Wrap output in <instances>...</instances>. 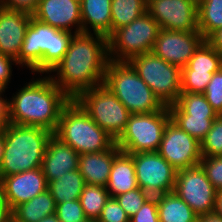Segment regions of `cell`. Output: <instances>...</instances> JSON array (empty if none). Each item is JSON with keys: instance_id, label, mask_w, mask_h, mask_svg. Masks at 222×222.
Listing matches in <instances>:
<instances>
[{"instance_id": "cell-1", "label": "cell", "mask_w": 222, "mask_h": 222, "mask_svg": "<svg viewBox=\"0 0 222 222\" xmlns=\"http://www.w3.org/2000/svg\"><path fill=\"white\" fill-rule=\"evenodd\" d=\"M108 62V37L80 32L73 34L66 54L48 76L74 99L80 92L103 84Z\"/></svg>"}, {"instance_id": "cell-2", "label": "cell", "mask_w": 222, "mask_h": 222, "mask_svg": "<svg viewBox=\"0 0 222 222\" xmlns=\"http://www.w3.org/2000/svg\"><path fill=\"white\" fill-rule=\"evenodd\" d=\"M25 83L9 100V123L41 127L55 133L64 107L71 98L49 76Z\"/></svg>"}, {"instance_id": "cell-3", "label": "cell", "mask_w": 222, "mask_h": 222, "mask_svg": "<svg viewBox=\"0 0 222 222\" xmlns=\"http://www.w3.org/2000/svg\"><path fill=\"white\" fill-rule=\"evenodd\" d=\"M73 34L31 17L22 48L15 60L18 67L25 66L34 75H48L66 54Z\"/></svg>"}, {"instance_id": "cell-4", "label": "cell", "mask_w": 222, "mask_h": 222, "mask_svg": "<svg viewBox=\"0 0 222 222\" xmlns=\"http://www.w3.org/2000/svg\"><path fill=\"white\" fill-rule=\"evenodd\" d=\"M53 133L41 127L8 123L4 132V152L0 179L42 166L48 141Z\"/></svg>"}, {"instance_id": "cell-5", "label": "cell", "mask_w": 222, "mask_h": 222, "mask_svg": "<svg viewBox=\"0 0 222 222\" xmlns=\"http://www.w3.org/2000/svg\"><path fill=\"white\" fill-rule=\"evenodd\" d=\"M54 134L79 154L106 151L116 143L74 99L62 110Z\"/></svg>"}, {"instance_id": "cell-6", "label": "cell", "mask_w": 222, "mask_h": 222, "mask_svg": "<svg viewBox=\"0 0 222 222\" xmlns=\"http://www.w3.org/2000/svg\"><path fill=\"white\" fill-rule=\"evenodd\" d=\"M103 85L113 92L132 114L152 113L164 107L129 62L109 60Z\"/></svg>"}, {"instance_id": "cell-7", "label": "cell", "mask_w": 222, "mask_h": 222, "mask_svg": "<svg viewBox=\"0 0 222 222\" xmlns=\"http://www.w3.org/2000/svg\"><path fill=\"white\" fill-rule=\"evenodd\" d=\"M74 100L115 141L125 131L132 113L105 85L84 90Z\"/></svg>"}, {"instance_id": "cell-8", "label": "cell", "mask_w": 222, "mask_h": 222, "mask_svg": "<svg viewBox=\"0 0 222 222\" xmlns=\"http://www.w3.org/2000/svg\"><path fill=\"white\" fill-rule=\"evenodd\" d=\"M159 30V25L146 11L108 36L109 60L129 62L133 57L151 52Z\"/></svg>"}, {"instance_id": "cell-9", "label": "cell", "mask_w": 222, "mask_h": 222, "mask_svg": "<svg viewBox=\"0 0 222 222\" xmlns=\"http://www.w3.org/2000/svg\"><path fill=\"white\" fill-rule=\"evenodd\" d=\"M170 119L168 106L152 113L131 114L126 129L116 141V145L127 154L156 152Z\"/></svg>"}, {"instance_id": "cell-10", "label": "cell", "mask_w": 222, "mask_h": 222, "mask_svg": "<svg viewBox=\"0 0 222 222\" xmlns=\"http://www.w3.org/2000/svg\"><path fill=\"white\" fill-rule=\"evenodd\" d=\"M129 63L164 106L175 104L181 93V68L152 51L133 57Z\"/></svg>"}, {"instance_id": "cell-11", "label": "cell", "mask_w": 222, "mask_h": 222, "mask_svg": "<svg viewBox=\"0 0 222 222\" xmlns=\"http://www.w3.org/2000/svg\"><path fill=\"white\" fill-rule=\"evenodd\" d=\"M173 191L198 216L214 212L217 190L200 164L177 171Z\"/></svg>"}, {"instance_id": "cell-12", "label": "cell", "mask_w": 222, "mask_h": 222, "mask_svg": "<svg viewBox=\"0 0 222 222\" xmlns=\"http://www.w3.org/2000/svg\"><path fill=\"white\" fill-rule=\"evenodd\" d=\"M130 155L133 158L138 187L151 196L174 190L177 170L157 151Z\"/></svg>"}, {"instance_id": "cell-13", "label": "cell", "mask_w": 222, "mask_h": 222, "mask_svg": "<svg viewBox=\"0 0 222 222\" xmlns=\"http://www.w3.org/2000/svg\"><path fill=\"white\" fill-rule=\"evenodd\" d=\"M157 152L177 171L199 165L202 157L200 142L171 119L165 126Z\"/></svg>"}, {"instance_id": "cell-14", "label": "cell", "mask_w": 222, "mask_h": 222, "mask_svg": "<svg viewBox=\"0 0 222 222\" xmlns=\"http://www.w3.org/2000/svg\"><path fill=\"white\" fill-rule=\"evenodd\" d=\"M147 12L160 29L170 31L198 30V0H151Z\"/></svg>"}, {"instance_id": "cell-15", "label": "cell", "mask_w": 222, "mask_h": 222, "mask_svg": "<svg viewBox=\"0 0 222 222\" xmlns=\"http://www.w3.org/2000/svg\"><path fill=\"white\" fill-rule=\"evenodd\" d=\"M199 31H170L160 29L152 52L164 61L183 68L204 41Z\"/></svg>"}, {"instance_id": "cell-16", "label": "cell", "mask_w": 222, "mask_h": 222, "mask_svg": "<svg viewBox=\"0 0 222 222\" xmlns=\"http://www.w3.org/2000/svg\"><path fill=\"white\" fill-rule=\"evenodd\" d=\"M32 17L60 30L74 34L82 32L81 2L78 0H40Z\"/></svg>"}, {"instance_id": "cell-17", "label": "cell", "mask_w": 222, "mask_h": 222, "mask_svg": "<svg viewBox=\"0 0 222 222\" xmlns=\"http://www.w3.org/2000/svg\"><path fill=\"white\" fill-rule=\"evenodd\" d=\"M0 181L12 209L45 192L48 187L41 167L2 177Z\"/></svg>"}, {"instance_id": "cell-18", "label": "cell", "mask_w": 222, "mask_h": 222, "mask_svg": "<svg viewBox=\"0 0 222 222\" xmlns=\"http://www.w3.org/2000/svg\"><path fill=\"white\" fill-rule=\"evenodd\" d=\"M31 15L0 7V54L18 58Z\"/></svg>"}, {"instance_id": "cell-19", "label": "cell", "mask_w": 222, "mask_h": 222, "mask_svg": "<svg viewBox=\"0 0 222 222\" xmlns=\"http://www.w3.org/2000/svg\"><path fill=\"white\" fill-rule=\"evenodd\" d=\"M79 156V153L53 133L48 141L41 166L47 183L58 179L66 172L78 169Z\"/></svg>"}, {"instance_id": "cell-20", "label": "cell", "mask_w": 222, "mask_h": 222, "mask_svg": "<svg viewBox=\"0 0 222 222\" xmlns=\"http://www.w3.org/2000/svg\"><path fill=\"white\" fill-rule=\"evenodd\" d=\"M121 152L116 143L108 150L80 154L78 169L86 185L106 187L114 158Z\"/></svg>"}, {"instance_id": "cell-21", "label": "cell", "mask_w": 222, "mask_h": 222, "mask_svg": "<svg viewBox=\"0 0 222 222\" xmlns=\"http://www.w3.org/2000/svg\"><path fill=\"white\" fill-rule=\"evenodd\" d=\"M80 2L82 32H93L108 37L111 34L112 0H81Z\"/></svg>"}, {"instance_id": "cell-22", "label": "cell", "mask_w": 222, "mask_h": 222, "mask_svg": "<svg viewBox=\"0 0 222 222\" xmlns=\"http://www.w3.org/2000/svg\"><path fill=\"white\" fill-rule=\"evenodd\" d=\"M138 188L133 158L120 152L113 161L106 189L110 197H116Z\"/></svg>"}, {"instance_id": "cell-23", "label": "cell", "mask_w": 222, "mask_h": 222, "mask_svg": "<svg viewBox=\"0 0 222 222\" xmlns=\"http://www.w3.org/2000/svg\"><path fill=\"white\" fill-rule=\"evenodd\" d=\"M160 222H197L198 215L174 191L157 195Z\"/></svg>"}, {"instance_id": "cell-24", "label": "cell", "mask_w": 222, "mask_h": 222, "mask_svg": "<svg viewBox=\"0 0 222 222\" xmlns=\"http://www.w3.org/2000/svg\"><path fill=\"white\" fill-rule=\"evenodd\" d=\"M56 202L50 192L38 194L13 209V222H38L55 213Z\"/></svg>"}, {"instance_id": "cell-25", "label": "cell", "mask_w": 222, "mask_h": 222, "mask_svg": "<svg viewBox=\"0 0 222 222\" xmlns=\"http://www.w3.org/2000/svg\"><path fill=\"white\" fill-rule=\"evenodd\" d=\"M85 185L83 176L79 169H76L48 182L47 190L57 205L63 202L78 200Z\"/></svg>"}, {"instance_id": "cell-26", "label": "cell", "mask_w": 222, "mask_h": 222, "mask_svg": "<svg viewBox=\"0 0 222 222\" xmlns=\"http://www.w3.org/2000/svg\"><path fill=\"white\" fill-rule=\"evenodd\" d=\"M168 108L171 120L198 142L204 139L216 118L187 115L176 103L168 106Z\"/></svg>"}, {"instance_id": "cell-27", "label": "cell", "mask_w": 222, "mask_h": 222, "mask_svg": "<svg viewBox=\"0 0 222 222\" xmlns=\"http://www.w3.org/2000/svg\"><path fill=\"white\" fill-rule=\"evenodd\" d=\"M147 11L144 0H112L111 33L130 24Z\"/></svg>"}, {"instance_id": "cell-28", "label": "cell", "mask_w": 222, "mask_h": 222, "mask_svg": "<svg viewBox=\"0 0 222 222\" xmlns=\"http://www.w3.org/2000/svg\"><path fill=\"white\" fill-rule=\"evenodd\" d=\"M222 28V0H198V30L206 40Z\"/></svg>"}, {"instance_id": "cell-29", "label": "cell", "mask_w": 222, "mask_h": 222, "mask_svg": "<svg viewBox=\"0 0 222 222\" xmlns=\"http://www.w3.org/2000/svg\"><path fill=\"white\" fill-rule=\"evenodd\" d=\"M222 67V56L204 40L195 50L187 65L181 71L217 72Z\"/></svg>"}, {"instance_id": "cell-30", "label": "cell", "mask_w": 222, "mask_h": 222, "mask_svg": "<svg viewBox=\"0 0 222 222\" xmlns=\"http://www.w3.org/2000/svg\"><path fill=\"white\" fill-rule=\"evenodd\" d=\"M109 198L110 195L106 187L85 185L79 197L85 217L97 221Z\"/></svg>"}, {"instance_id": "cell-31", "label": "cell", "mask_w": 222, "mask_h": 222, "mask_svg": "<svg viewBox=\"0 0 222 222\" xmlns=\"http://www.w3.org/2000/svg\"><path fill=\"white\" fill-rule=\"evenodd\" d=\"M176 104L190 116L217 117V112L207 101L204 93L181 92Z\"/></svg>"}, {"instance_id": "cell-32", "label": "cell", "mask_w": 222, "mask_h": 222, "mask_svg": "<svg viewBox=\"0 0 222 222\" xmlns=\"http://www.w3.org/2000/svg\"><path fill=\"white\" fill-rule=\"evenodd\" d=\"M202 157L222 156V115H218L204 139L200 142Z\"/></svg>"}, {"instance_id": "cell-33", "label": "cell", "mask_w": 222, "mask_h": 222, "mask_svg": "<svg viewBox=\"0 0 222 222\" xmlns=\"http://www.w3.org/2000/svg\"><path fill=\"white\" fill-rule=\"evenodd\" d=\"M213 73L201 71H181V92L204 93Z\"/></svg>"}, {"instance_id": "cell-34", "label": "cell", "mask_w": 222, "mask_h": 222, "mask_svg": "<svg viewBox=\"0 0 222 222\" xmlns=\"http://www.w3.org/2000/svg\"><path fill=\"white\" fill-rule=\"evenodd\" d=\"M151 197V195L140 187L118 195L115 199L125 210L126 215L130 218L142 207V205Z\"/></svg>"}, {"instance_id": "cell-35", "label": "cell", "mask_w": 222, "mask_h": 222, "mask_svg": "<svg viewBox=\"0 0 222 222\" xmlns=\"http://www.w3.org/2000/svg\"><path fill=\"white\" fill-rule=\"evenodd\" d=\"M204 95L218 115H222V67L213 73Z\"/></svg>"}, {"instance_id": "cell-36", "label": "cell", "mask_w": 222, "mask_h": 222, "mask_svg": "<svg viewBox=\"0 0 222 222\" xmlns=\"http://www.w3.org/2000/svg\"><path fill=\"white\" fill-rule=\"evenodd\" d=\"M55 215L61 222H82L87 219L79 199L57 204Z\"/></svg>"}, {"instance_id": "cell-37", "label": "cell", "mask_w": 222, "mask_h": 222, "mask_svg": "<svg viewBox=\"0 0 222 222\" xmlns=\"http://www.w3.org/2000/svg\"><path fill=\"white\" fill-rule=\"evenodd\" d=\"M200 165L218 191L222 189V156L201 157Z\"/></svg>"}, {"instance_id": "cell-38", "label": "cell", "mask_w": 222, "mask_h": 222, "mask_svg": "<svg viewBox=\"0 0 222 222\" xmlns=\"http://www.w3.org/2000/svg\"><path fill=\"white\" fill-rule=\"evenodd\" d=\"M97 222H129V217L114 197H110L102 209Z\"/></svg>"}, {"instance_id": "cell-39", "label": "cell", "mask_w": 222, "mask_h": 222, "mask_svg": "<svg viewBox=\"0 0 222 222\" xmlns=\"http://www.w3.org/2000/svg\"><path fill=\"white\" fill-rule=\"evenodd\" d=\"M129 222H160L157 210V196H151Z\"/></svg>"}, {"instance_id": "cell-40", "label": "cell", "mask_w": 222, "mask_h": 222, "mask_svg": "<svg viewBox=\"0 0 222 222\" xmlns=\"http://www.w3.org/2000/svg\"><path fill=\"white\" fill-rule=\"evenodd\" d=\"M40 0H0V7L33 15Z\"/></svg>"}, {"instance_id": "cell-41", "label": "cell", "mask_w": 222, "mask_h": 222, "mask_svg": "<svg viewBox=\"0 0 222 222\" xmlns=\"http://www.w3.org/2000/svg\"><path fill=\"white\" fill-rule=\"evenodd\" d=\"M17 63L14 59L0 54V89L8 88L12 76V65Z\"/></svg>"}, {"instance_id": "cell-42", "label": "cell", "mask_w": 222, "mask_h": 222, "mask_svg": "<svg viewBox=\"0 0 222 222\" xmlns=\"http://www.w3.org/2000/svg\"><path fill=\"white\" fill-rule=\"evenodd\" d=\"M5 89H0V134H4L7 124L9 123V100L4 97ZM3 96V97H2Z\"/></svg>"}, {"instance_id": "cell-43", "label": "cell", "mask_w": 222, "mask_h": 222, "mask_svg": "<svg viewBox=\"0 0 222 222\" xmlns=\"http://www.w3.org/2000/svg\"><path fill=\"white\" fill-rule=\"evenodd\" d=\"M206 41L222 56V28L213 32Z\"/></svg>"}, {"instance_id": "cell-44", "label": "cell", "mask_w": 222, "mask_h": 222, "mask_svg": "<svg viewBox=\"0 0 222 222\" xmlns=\"http://www.w3.org/2000/svg\"><path fill=\"white\" fill-rule=\"evenodd\" d=\"M0 222H13L12 208H0Z\"/></svg>"}, {"instance_id": "cell-45", "label": "cell", "mask_w": 222, "mask_h": 222, "mask_svg": "<svg viewBox=\"0 0 222 222\" xmlns=\"http://www.w3.org/2000/svg\"><path fill=\"white\" fill-rule=\"evenodd\" d=\"M197 222H222V217L216 215L213 212L210 214L198 216Z\"/></svg>"}, {"instance_id": "cell-46", "label": "cell", "mask_w": 222, "mask_h": 222, "mask_svg": "<svg viewBox=\"0 0 222 222\" xmlns=\"http://www.w3.org/2000/svg\"><path fill=\"white\" fill-rule=\"evenodd\" d=\"M214 213L222 217V189L216 193Z\"/></svg>"}, {"instance_id": "cell-47", "label": "cell", "mask_w": 222, "mask_h": 222, "mask_svg": "<svg viewBox=\"0 0 222 222\" xmlns=\"http://www.w3.org/2000/svg\"><path fill=\"white\" fill-rule=\"evenodd\" d=\"M0 208H11L7 202L3 184L0 181Z\"/></svg>"}, {"instance_id": "cell-48", "label": "cell", "mask_w": 222, "mask_h": 222, "mask_svg": "<svg viewBox=\"0 0 222 222\" xmlns=\"http://www.w3.org/2000/svg\"><path fill=\"white\" fill-rule=\"evenodd\" d=\"M38 222H61L58 217L54 214L49 215V216H45L43 219H41Z\"/></svg>"}, {"instance_id": "cell-49", "label": "cell", "mask_w": 222, "mask_h": 222, "mask_svg": "<svg viewBox=\"0 0 222 222\" xmlns=\"http://www.w3.org/2000/svg\"><path fill=\"white\" fill-rule=\"evenodd\" d=\"M4 145H5L4 134H0V165L3 159Z\"/></svg>"}, {"instance_id": "cell-50", "label": "cell", "mask_w": 222, "mask_h": 222, "mask_svg": "<svg viewBox=\"0 0 222 222\" xmlns=\"http://www.w3.org/2000/svg\"><path fill=\"white\" fill-rule=\"evenodd\" d=\"M82 222H97L96 220H93V219H85L84 221Z\"/></svg>"}, {"instance_id": "cell-51", "label": "cell", "mask_w": 222, "mask_h": 222, "mask_svg": "<svg viewBox=\"0 0 222 222\" xmlns=\"http://www.w3.org/2000/svg\"><path fill=\"white\" fill-rule=\"evenodd\" d=\"M147 4L151 1V0H144Z\"/></svg>"}]
</instances>
